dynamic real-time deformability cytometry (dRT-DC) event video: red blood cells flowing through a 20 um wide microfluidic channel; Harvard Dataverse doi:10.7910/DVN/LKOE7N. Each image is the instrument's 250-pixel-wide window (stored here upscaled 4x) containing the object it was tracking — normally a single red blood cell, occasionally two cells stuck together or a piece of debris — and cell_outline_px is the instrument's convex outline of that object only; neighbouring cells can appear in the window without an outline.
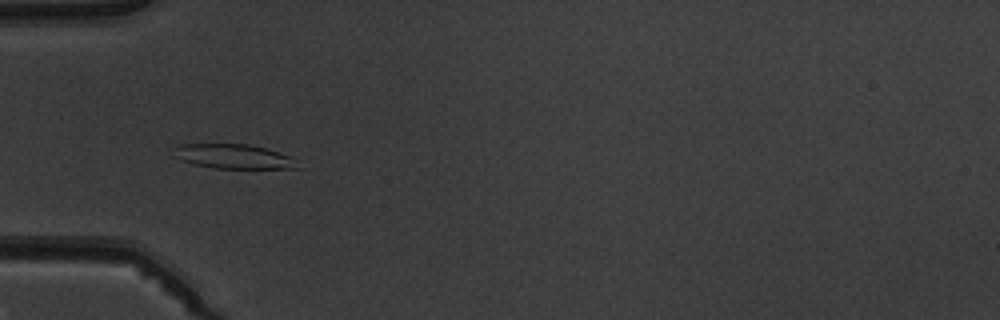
{"species": "common noctule bat (a hibernating species)", "species_latin": "Nyctalus noctula", "temperature_condition": "warm", "stored_images_in_passage": 8, "camera_frame_rate_fps": 3000, "um_per_image_px": 0.085, "animal": {"sex": "male", "body_mass_g": 19.5, "forearm_length_mm": 54.6}, "frame": {"image": 1, "passage_image": 4, "time_ms": 4.667, "image_size_px": [1000, 320], "cell_outline_px": [[300, 168], [212, 168], [192, 164], [172, 156], [176, 144], [248, 144], [268, 148], [288, 156]], "centroid_in_image_um": [19.75, 13.29], "position_along_channel_um": 65.2, "area_um2": 17.57}}
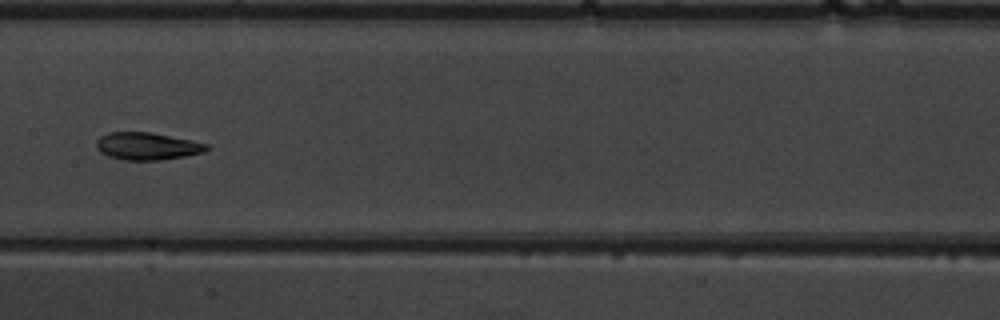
{"frame": {"image": 2, "passage_image": 7, "time_ms": 8.0, "image_size_px": [1000, 320], "cell_outline_px": [[212, 148], [204, 152], [184, 156], [160, 160], [124, 160], [108, 156], [100, 152], [96, 148], [96, 140], [100, 136], [108, 132], [148, 132], [208, 144]], "centroid_in_image_um": [12.47, 12.43], "position_along_channel_um": 194.9, "area_um2": 17.51}}
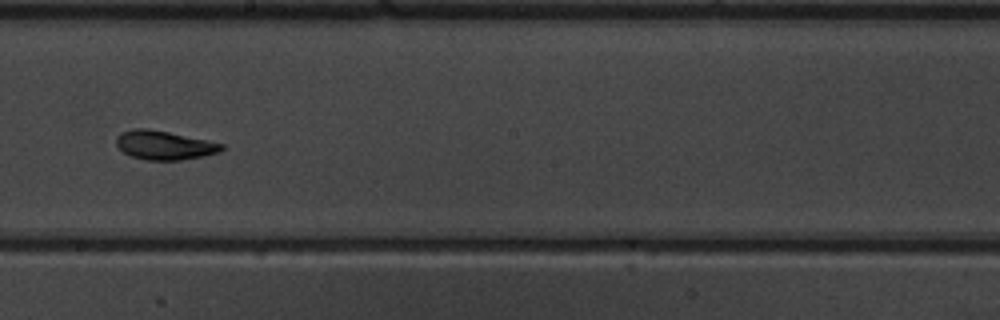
{"frame": {"image": 3, "passage_image": 8, "time_ms": 9.0, "image_size_px": [1000, 320], "cell_outline_px": [[224, 148], [220, 152], [204, 156], [180, 160], [148, 160], [132, 156], [124, 152], [116, 144], [116, 136], [120, 132], [132, 128], [148, 128], [208, 140], [224, 144]], "centroid_in_image_um": [13.97, 12.33], "position_along_channel_um": 234.2, "area_um2": 17.8}}